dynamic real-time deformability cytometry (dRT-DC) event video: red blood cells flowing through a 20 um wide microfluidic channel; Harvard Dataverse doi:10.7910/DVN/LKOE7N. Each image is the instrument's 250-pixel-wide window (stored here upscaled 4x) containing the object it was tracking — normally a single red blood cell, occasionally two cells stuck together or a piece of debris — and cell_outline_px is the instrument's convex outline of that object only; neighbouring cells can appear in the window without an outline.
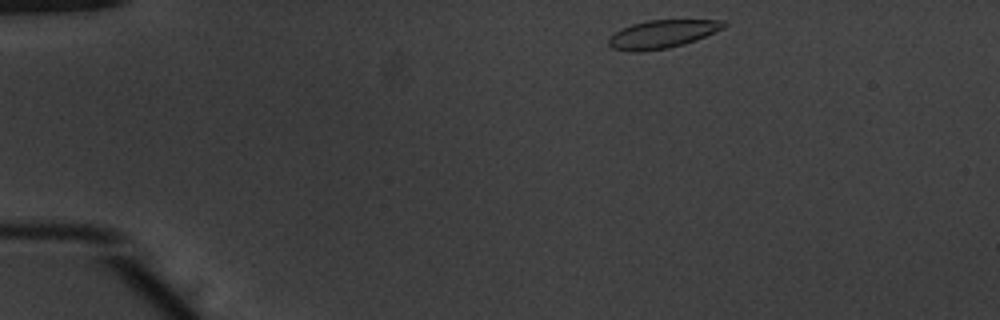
{"species": "common noctule bat (a hibernating species)", "species_latin": "Nyctalus noctula", "temperature_condition": "warm", "stored_images_in_passage": 44, "camera_frame_rate_fps": 3000, "um_per_image_px": 0.085, "animal": {"sex": "male", "body_mass_g": 20.1, "forearm_length_mm": 53.5}, "frame": {"image": 1, "passage_image": 1, "time_ms": 0.0, "image_size_px": [1000, 320], "cell_outline_px": [[728, 24], [724, 28], [684, 44], [668, 48], [640, 52], [632, 52], [612, 48], [608, 44], [608, 40], [620, 28], [632, 24], [648, 20], [724, 20]], "centroid_in_image_um": [56.28, 2.9], "position_along_channel_um": 28.7, "area_um2": 18.79}}
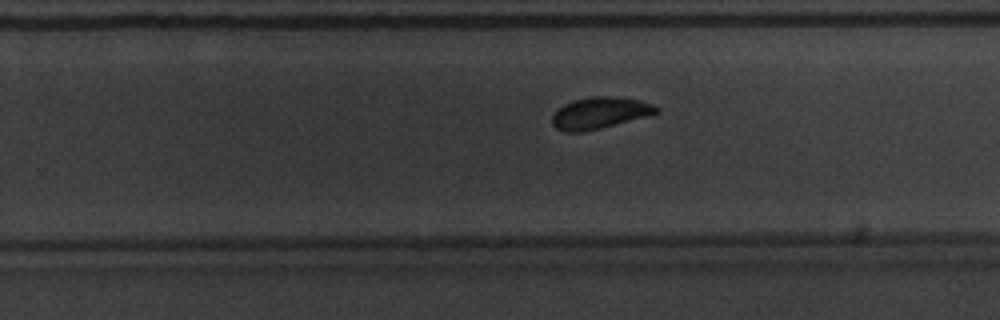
{"frame": {"image": 2, "passage_image": 26, "time_ms": 8.333, "image_size_px": [1000, 320], "cell_outline_px": [[660, 112], [600, 128], [584, 132], [564, 132], [556, 128], [552, 124], [552, 116], [564, 104], [572, 100], [592, 96], [612, 96], [640, 100], [652, 104], [660, 108]], "centroid_in_image_um": [50.96, 9.59], "position_along_channel_um": 278.8, "area_um2": 19.02}}
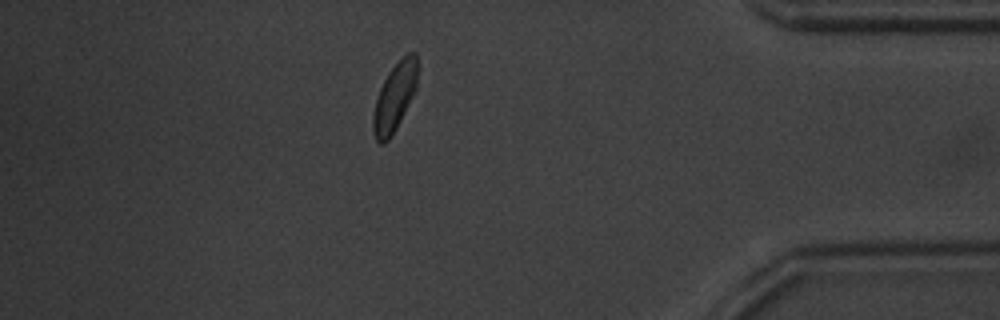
{"frame": {"image": 3, "passage_image": 38, "time_ms": 12.333, "image_size_px": [1000, 320], "cell_outline_px": [[420, 68], [416, 88], [396, 128], [388, 140], [384, 144], [380, 144], [376, 140], [372, 132], [372, 116], [376, 100], [380, 88], [388, 72], [408, 52], [416, 52]], "centroid_in_image_um": [33.56, 8.22], "position_along_channel_um": 401.6, "area_um2": 17.74}, "authors_computed_cell_mechanics": {"area_um2": 18.9295, "velocity_mm_per_s": 3.8644, "shape_relaxation_time_tau1_ms": 2.2638, "shape_relaxation_time_tau2_ms": 1.3149, "deformation_change_tau1": 0.1108, "deformation_change_tau2": 0.0645}}